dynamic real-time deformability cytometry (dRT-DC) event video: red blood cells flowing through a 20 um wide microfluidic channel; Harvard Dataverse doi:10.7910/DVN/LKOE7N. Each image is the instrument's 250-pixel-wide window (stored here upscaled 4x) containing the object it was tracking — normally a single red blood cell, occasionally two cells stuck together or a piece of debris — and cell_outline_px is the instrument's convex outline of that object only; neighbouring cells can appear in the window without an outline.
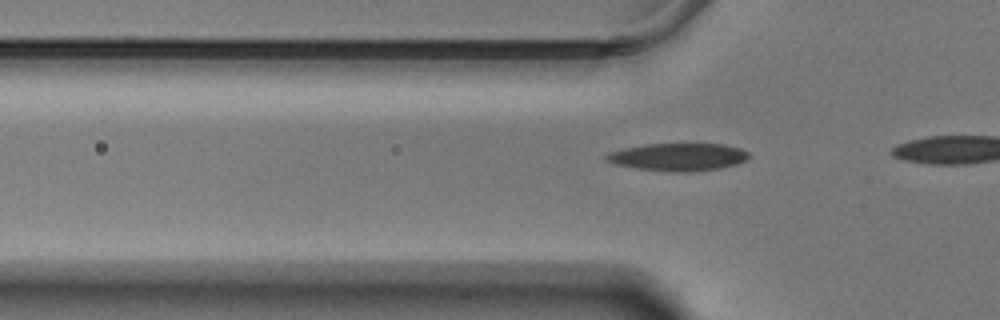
{"species": "Egyptian fruit bat (a non-hibernating species)", "species_latin": "Rousettus aegyptiacus", "temperature_condition": "warm", "stored_images_in_passage": 16, "camera_frame_rate_fps": 3000, "um_per_image_px": 0.085, "animal": {"sex": "male"}, "frame": {"image": 1, "passage_image": 10, "time_ms": 3.0, "image_size_px": [1000, 320], "cell_outline_px": [[748, 156], [744, 160], [736, 164], [720, 168], [692, 172], [676, 172], [636, 168], [616, 164], [604, 160], [604, 156], [608, 152], [624, 148], [644, 144], [724, 144], [740, 148], [748, 152]], "centroid_in_image_um": [57.61, 13.34], "position_along_channel_um": 68.2, "area_um2": 22.89}}
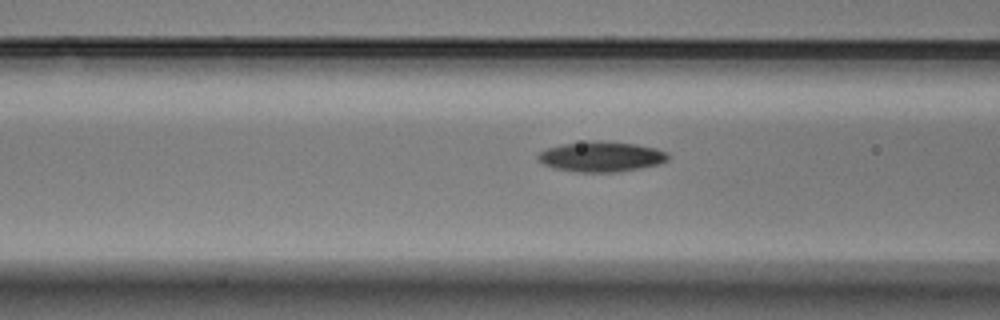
{"frame": {"image": 2, "passage_image": 14, "time_ms": 4.333, "image_size_px": [1000, 320], "cell_outline_px": [[668, 160], [660, 164], [640, 168], [616, 172], [576, 172], [552, 168], [544, 164], [536, 156], [540, 152], [548, 148], [560, 144], [600, 140], [636, 144], [656, 148], [668, 152]], "centroid_in_image_um": [51.12, 13.31], "position_along_channel_um": 115.5, "area_um2": 23.0}}